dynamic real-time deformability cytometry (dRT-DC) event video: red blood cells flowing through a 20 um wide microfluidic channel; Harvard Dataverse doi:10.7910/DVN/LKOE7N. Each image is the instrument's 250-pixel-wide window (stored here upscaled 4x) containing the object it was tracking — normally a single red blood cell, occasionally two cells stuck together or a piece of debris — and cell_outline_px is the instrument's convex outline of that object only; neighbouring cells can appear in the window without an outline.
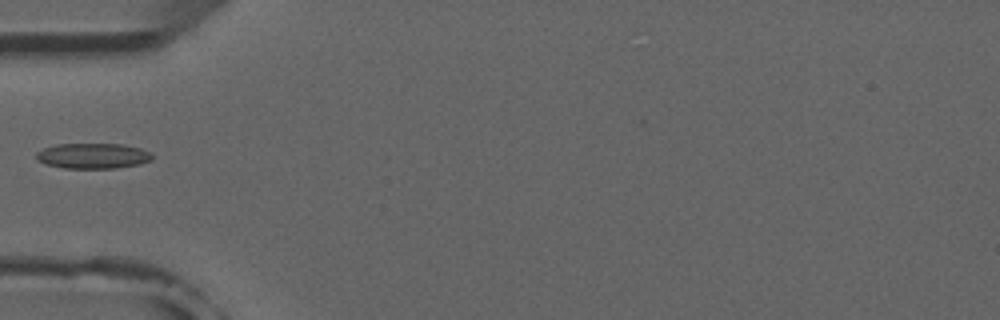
{"species": "common noctule bat (a hibernating species)", "species_latin": "Nyctalus noctula", "temperature_condition": "room temperature", "stored_images_in_passage": 4, "camera_frame_rate_fps": 3000, "um_per_image_px": 0.085, "animal": {"sex": "male", "forearm_length_mm": 52.5}, "frame": {"image": 1, "passage_image": 3, "time_ms": 2.333, "image_size_px": [1000, 320], "cell_outline_px": [[152, 160], [140, 164], [116, 168], [64, 168], [44, 164], [36, 160], [36, 152], [44, 148], [56, 144], [120, 144], [140, 148], [148, 152], [152, 156]], "centroid_in_image_um": [7.85, 13.25], "position_along_channel_um": 77.1, "area_um2": 17.17}}
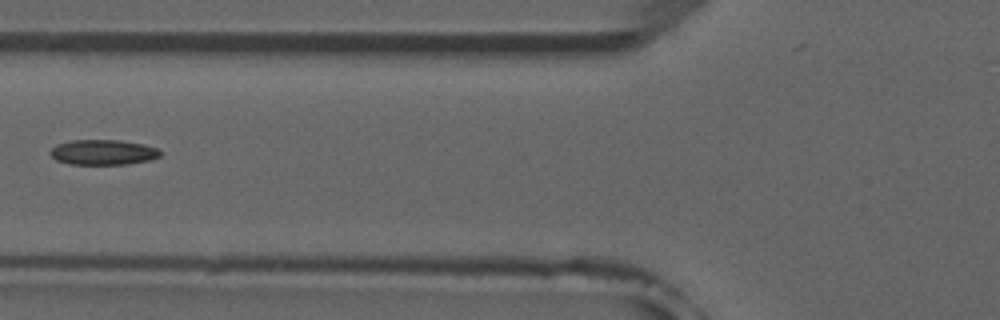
{"frame": {"image": 2, "passage_image": 4, "time_ms": 3.333, "image_size_px": [1000, 320], "cell_outline_px": [[164, 152], [160, 156], [148, 160], [128, 164], [68, 164], [56, 160], [48, 152], [56, 144], [72, 140], [120, 140], [144, 144], [156, 148]], "centroid_in_image_um": [8.76, 12.94], "position_along_channel_um": 117.0, "area_um2": 16.24}}